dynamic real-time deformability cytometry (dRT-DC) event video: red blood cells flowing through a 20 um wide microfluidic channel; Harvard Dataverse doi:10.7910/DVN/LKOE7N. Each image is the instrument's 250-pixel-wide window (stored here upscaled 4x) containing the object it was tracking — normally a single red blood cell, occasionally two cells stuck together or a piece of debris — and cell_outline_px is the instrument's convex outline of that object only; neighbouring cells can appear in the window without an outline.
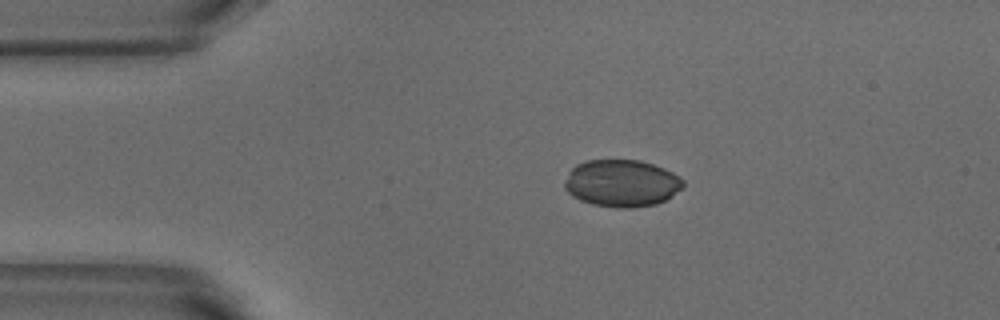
{"species": "common noctule bat (a hibernating species)", "species_latin": "Nyctalus noctula", "temperature_condition": "warm", "stored_images_in_passage": 2, "camera_frame_rate_fps": 3000, "um_per_image_px": 0.085, "animal": {"sex": "male", "body_mass_g": 18.8}, "frame": {"image": 1, "passage_image": 1, "time_ms": 0.0, "image_size_px": [1000, 320], "cell_outline_px": [[684, 188], [672, 196], [656, 204], [628, 208], [616, 208], [592, 204], [580, 200], [572, 196], [564, 188], [564, 180], [568, 172], [576, 164], [584, 160], [640, 160], [664, 168], [680, 176], [684, 180]], "centroid_in_image_um": [52.84, 15.57], "position_along_channel_um": 32.2, "area_um2": 32.89}}